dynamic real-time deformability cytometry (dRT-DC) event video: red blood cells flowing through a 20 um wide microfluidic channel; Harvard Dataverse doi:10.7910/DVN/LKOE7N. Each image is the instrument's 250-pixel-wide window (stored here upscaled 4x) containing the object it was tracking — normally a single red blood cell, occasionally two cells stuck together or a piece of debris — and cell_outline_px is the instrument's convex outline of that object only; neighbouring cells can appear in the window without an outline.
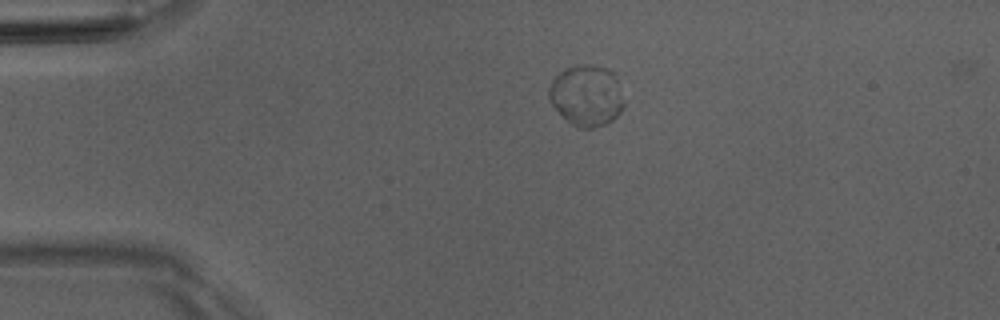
{"species": "Egyptian fruit bat (a non-hibernating species)", "species_latin": "Rousettus aegyptiacus", "temperature_condition": "room temperature", "stored_images_in_passage": 27, "camera_frame_rate_fps": 3000, "um_per_image_px": 0.085, "animal": {"sex": "male"}, "frame": {"image": 1, "passage_image": 1, "time_ms": 0.0, "image_size_px": [1000, 320], "cell_outline_px": [[624, 104], [620, 112], [612, 120], [604, 124], [592, 128], [580, 128], [572, 124], [552, 104], [548, 96], [548, 88], [552, 80], [560, 72], [568, 68], [580, 64], [584, 64], [608, 68], [612, 72], [616, 80]], "centroid_in_image_um": [49.84, 8.11], "position_along_channel_um": 35.2, "area_um2": 26.13}}
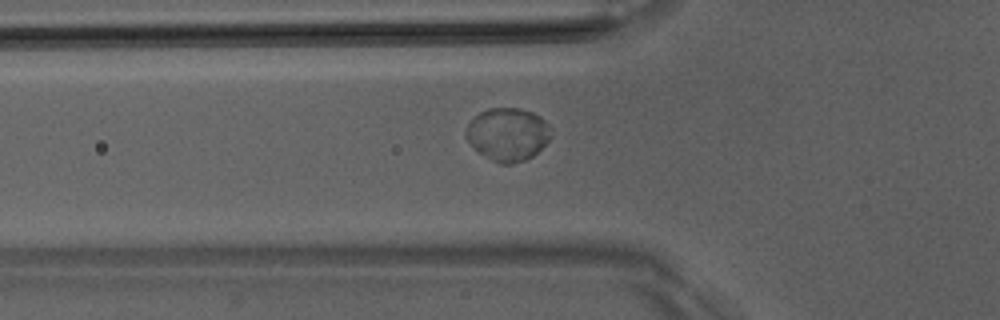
{"frame": {"image": 2, "passage_image": 8, "time_ms": 2.333, "image_size_px": [1000, 320], "cell_outline_px": [[552, 136], [532, 156], [524, 160], [512, 164], [500, 164], [492, 160], [480, 152], [464, 136], [464, 132], [468, 124], [480, 112], [488, 108], [520, 108], [532, 112], [544, 120], [552, 128]], "centroid_in_image_um": [43.17, 11.4], "position_along_channel_um": 82.6, "area_um2": 26.01}}